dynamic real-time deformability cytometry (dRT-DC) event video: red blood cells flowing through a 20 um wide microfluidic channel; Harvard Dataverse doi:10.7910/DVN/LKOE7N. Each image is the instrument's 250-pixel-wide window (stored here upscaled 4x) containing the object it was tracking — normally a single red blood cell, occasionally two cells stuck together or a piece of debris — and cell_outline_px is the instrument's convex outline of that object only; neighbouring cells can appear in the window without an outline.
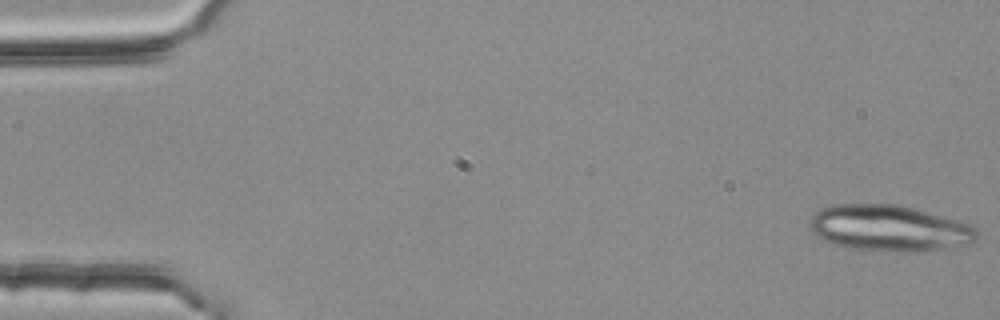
{"species": "common noctule bat (a hibernating species)", "species_latin": "Nyctalus noctula", "temperature_condition": "room temperature", "stored_images_in_passage": 2, "camera_frame_rate_fps": 3000, "um_per_image_px": 0.085, "animal": {"sex": "female", "body_mass_g": 25.1}, "frame": {"image": 1, "passage_image": 1, "time_ms": 0.0, "image_size_px": [1000, 320], "cell_outline_px": [[976, 236], [968, 244], [952, 248], [920, 252], [904, 252], [852, 248], [836, 244], [824, 240], [816, 236], [808, 228], [808, 220], [816, 212], [824, 208], [836, 204], [896, 204], [912, 208], [968, 224], [976, 228]], "centroid_in_image_um": [75.54, 19.41], "position_along_channel_um": 9.5, "area_um2": 44.56}}